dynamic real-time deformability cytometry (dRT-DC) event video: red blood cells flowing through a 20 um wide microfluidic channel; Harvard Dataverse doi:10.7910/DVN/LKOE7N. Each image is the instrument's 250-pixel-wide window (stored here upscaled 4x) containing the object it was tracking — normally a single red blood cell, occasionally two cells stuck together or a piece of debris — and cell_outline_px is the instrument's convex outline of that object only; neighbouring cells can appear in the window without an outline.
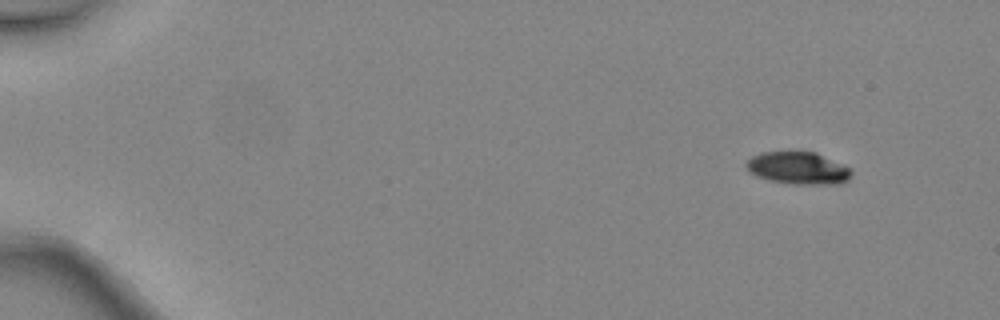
{"species": "common noctule bat (a hibernating species)", "species_latin": "Nyctalus noctula", "temperature_condition": "warm", "stored_images_in_passage": 4, "camera_frame_rate_fps": 3000, "um_per_image_px": 0.085, "animal": {"sex": "female", "body_mass_g": 24.6, "forearm_length_mm": 56.2}, "frame": {"image": 1, "passage_image": 1, "time_ms": 0.0, "image_size_px": [1000, 320], "cell_outline_px": [[852, 176], [848, 180], [840, 184], [796, 184], [768, 180], [756, 176], [748, 172], [744, 164], [752, 156], [760, 152], [816, 152], [852, 168]], "centroid_in_image_um": [67.85, 14.29], "position_along_channel_um": 17.1, "area_um2": 20.06}}
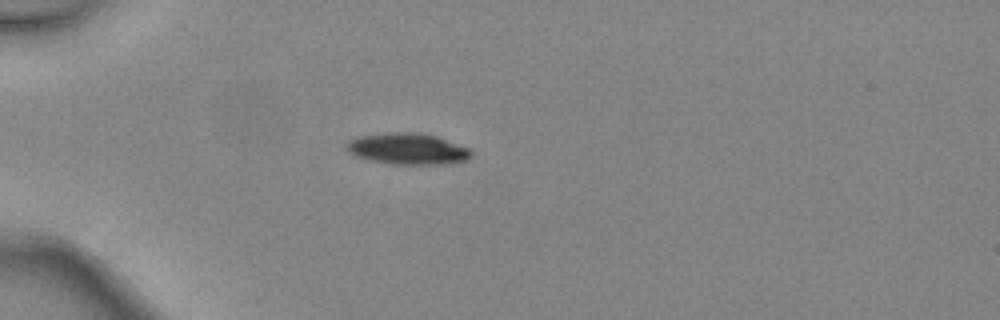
{"frame": {"image": 2, "passage_image": 4, "time_ms": 1.0, "image_size_px": [1000, 320], "cell_outline_px": [[472, 156], [468, 160], [452, 164], [392, 164], [372, 160], [356, 156], [348, 152], [344, 148], [344, 144], [348, 140], [360, 136], [388, 132], [412, 132], [436, 136], [468, 148], [472, 152]], "centroid_in_image_um": [34.63, 12.65], "position_along_channel_um": 50.4, "area_um2": 22.83}}